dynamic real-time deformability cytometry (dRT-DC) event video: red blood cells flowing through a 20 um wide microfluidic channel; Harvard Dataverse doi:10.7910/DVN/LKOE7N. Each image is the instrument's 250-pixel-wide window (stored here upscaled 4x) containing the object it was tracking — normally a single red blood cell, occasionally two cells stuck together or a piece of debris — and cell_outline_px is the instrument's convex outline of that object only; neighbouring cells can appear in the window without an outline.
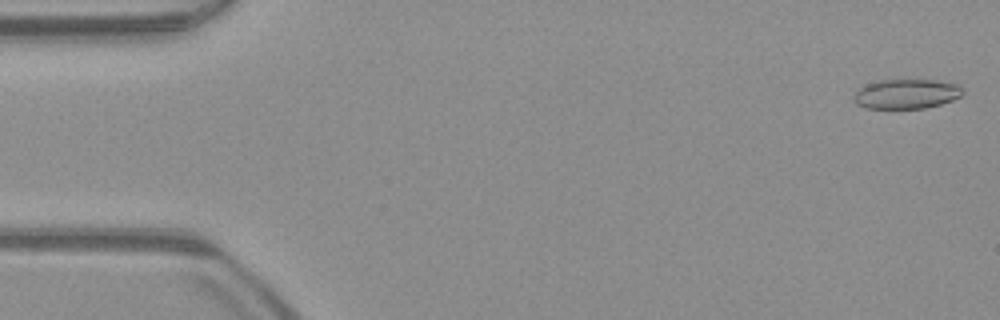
{"species": "common noctule bat (a hibernating species)", "species_latin": "Nyctalus noctula", "temperature_condition": "warm", "stored_images_in_passage": 51, "camera_frame_rate_fps": 3000, "um_per_image_px": 0.085, "animal": {"sex": "male", "body_mass_g": 23.1, "forearm_length_mm": 52.7}, "frame": {"image": 1, "passage_image": 1, "time_ms": 0.0, "image_size_px": [1000, 320], "cell_outline_px": [[964, 92], [960, 96], [952, 100], [940, 104], [924, 108], [868, 108], [856, 104], [852, 100], [852, 96], [860, 88], [876, 80], [936, 80], [960, 84]], "centroid_in_image_um": [77.04, 7.97], "position_along_channel_um": 8.0, "area_um2": 18.84}}
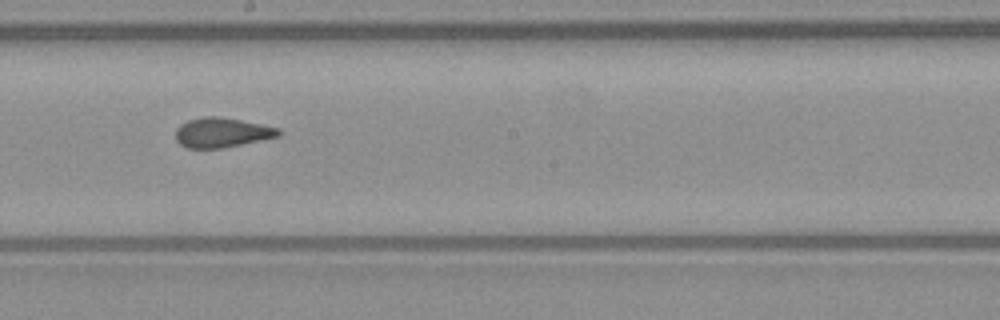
{"frame": {"image": 2, "passage_image": 28, "time_ms": 9.0, "image_size_px": [1000, 320], "cell_outline_px": [[280, 136], [220, 148], [188, 148], [180, 144], [176, 140], [176, 128], [180, 124], [188, 120], [204, 116], [220, 116], [280, 128]], "centroid_in_image_um": [18.83, 11.25], "position_along_channel_um": 229.4, "area_um2": 17.69}}
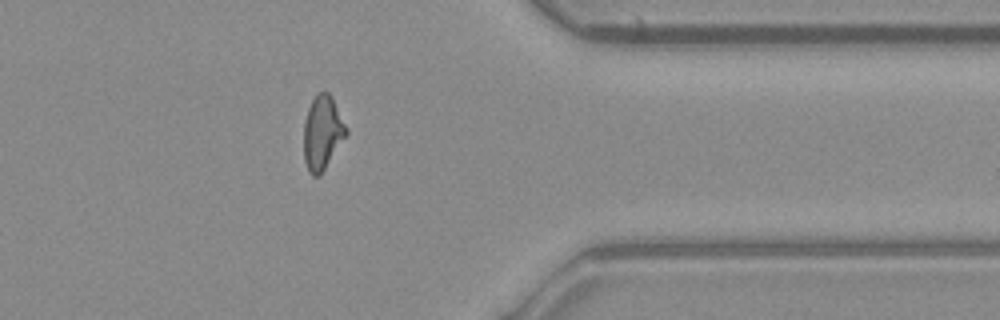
{"frame": {"image": 3, "passage_image": 41, "time_ms": 13.333, "image_size_px": [1000, 320], "cell_outline_px": [[348, 132], [320, 176], [312, 176], [304, 160], [304, 124], [308, 108], [312, 100], [324, 88], [332, 96], [348, 128]], "centroid_in_image_um": [27.42, 11.25], "position_along_channel_um": 384.0, "area_um2": 18.26}, "authors_computed_cell_mechanics": {"area_um2": 18.2648, "velocity_mm_per_s": 3.9678, "shape_relaxation_time_tau1_ms": null, "shape_relaxation_time_tau2_ms": 1.3883, "deformation_change_tau1": null, "deformation_change_tau2": 0.086}}